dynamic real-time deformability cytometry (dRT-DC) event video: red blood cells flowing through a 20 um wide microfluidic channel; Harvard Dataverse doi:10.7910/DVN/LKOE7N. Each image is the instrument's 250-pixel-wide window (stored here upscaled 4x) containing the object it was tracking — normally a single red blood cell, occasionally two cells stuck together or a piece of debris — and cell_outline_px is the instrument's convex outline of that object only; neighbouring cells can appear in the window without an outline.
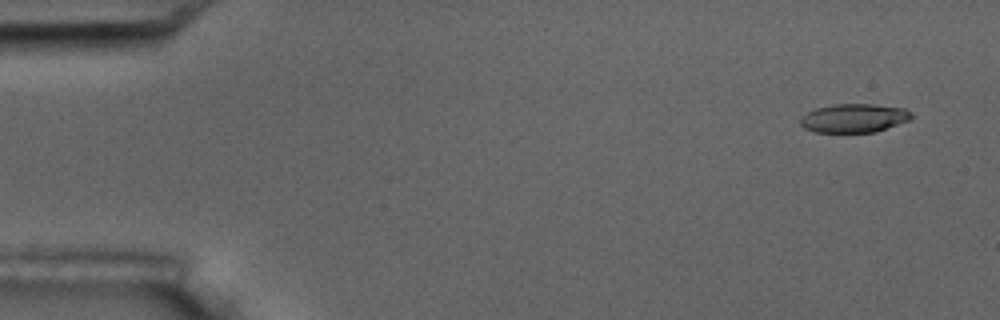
{"species": "common noctule bat (a hibernating species)", "species_latin": "Nyctalus noctula", "temperature_condition": "room temperature", "stored_images_in_passage": 5, "camera_frame_rate_fps": 3000, "um_per_image_px": 0.085, "animal": {"sex": "male", "body_mass_g": 17.5, "forearm_length_mm": 52.3}, "frame": {"image": 1, "passage_image": 1, "time_ms": 0.0, "image_size_px": [1000, 320], "cell_outline_px": [[912, 120], [876, 132], [816, 132], [804, 128], [800, 124], [800, 116], [816, 108], [832, 104], [872, 104], [904, 108], [912, 112]], "centroid_in_image_um": [72.61, 10.04], "position_along_channel_um": 12.4, "area_um2": 18.79}}
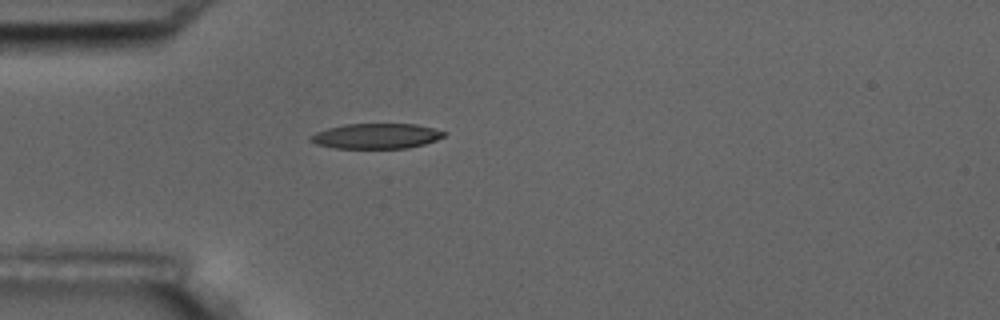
{"frame": {"image": 2, "passage_image": 5, "time_ms": 4.333, "image_size_px": [1000, 320], "cell_outline_px": [[448, 132], [444, 136], [436, 140], [424, 144], [408, 148], [336, 148], [316, 144], [308, 140], [308, 136], [316, 132], [328, 128], [344, 124], [416, 124]], "centroid_in_image_um": [31.97, 11.56], "position_along_channel_um": 53.0, "area_um2": 19.65}}